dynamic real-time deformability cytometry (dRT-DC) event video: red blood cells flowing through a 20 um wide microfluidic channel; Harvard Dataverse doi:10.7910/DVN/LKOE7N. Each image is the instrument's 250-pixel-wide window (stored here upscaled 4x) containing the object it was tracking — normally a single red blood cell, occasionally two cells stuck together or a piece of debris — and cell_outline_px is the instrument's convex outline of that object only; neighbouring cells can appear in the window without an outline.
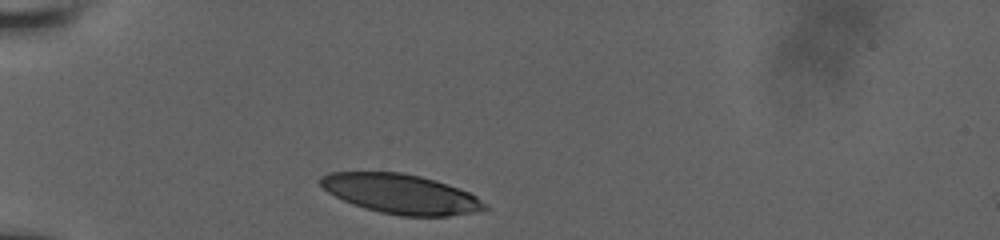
{"species": "human", "species_latin": "Homo sapiens", "temperature_condition": "room temperature", "stored_images_in_passage": 13, "camera_frame_rate_fps": 3000, "um_per_image_px": 0.085, "donor": {"sex": "male"}, "frame": {"image": 1, "passage_image": 1, "time_ms": 0.0, "image_size_px": [1000, 240], "cell_outline_px": [[488, 208], [476, 212], [448, 216], [400, 216], [380, 212], [364, 208], [352, 204], [328, 192], [320, 184], [320, 176], [328, 172], [400, 172], [420, 176], [448, 184], [468, 192], [476, 196], [488, 204]], "centroid_in_image_um": [34.08, 16.49], "position_along_channel_um": 50.9, "area_um2": 37.86}}
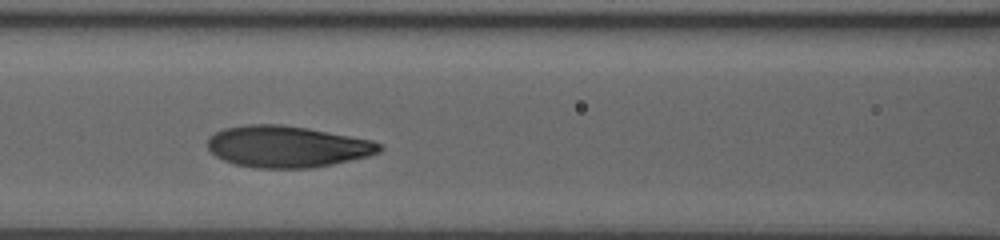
{"frame": {"image": 2, "passage_image": 6, "time_ms": 3.0, "image_size_px": [1000, 240], "cell_outline_px": [[384, 148], [380, 152], [368, 156], [332, 164], [312, 168], [256, 168], [236, 164], [224, 160], [216, 156], [208, 148], [208, 136], [224, 128], [244, 124], [280, 124], [308, 128], [372, 140], [380, 144]], "centroid_in_image_um": [24.4, 12.45], "position_along_channel_um": 142.2, "area_um2": 41.62}}
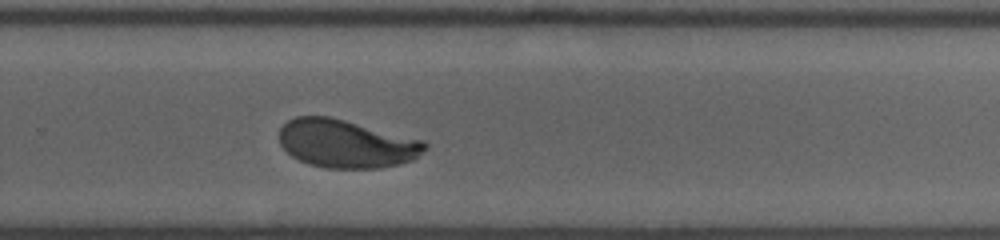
{"frame": {"image": 3, "passage_image": 13, "time_ms": 7.0, "image_size_px": [1000, 240], "cell_outline_px": [[428, 148], [412, 160], [400, 164], [380, 168], [324, 168], [308, 164], [292, 156], [280, 144], [280, 128], [288, 120], [296, 116], [328, 116], [424, 140], [428, 144]], "centroid_in_image_um": [29.44, 12.22], "position_along_channel_um": 300.4, "area_um2": 40.81}}